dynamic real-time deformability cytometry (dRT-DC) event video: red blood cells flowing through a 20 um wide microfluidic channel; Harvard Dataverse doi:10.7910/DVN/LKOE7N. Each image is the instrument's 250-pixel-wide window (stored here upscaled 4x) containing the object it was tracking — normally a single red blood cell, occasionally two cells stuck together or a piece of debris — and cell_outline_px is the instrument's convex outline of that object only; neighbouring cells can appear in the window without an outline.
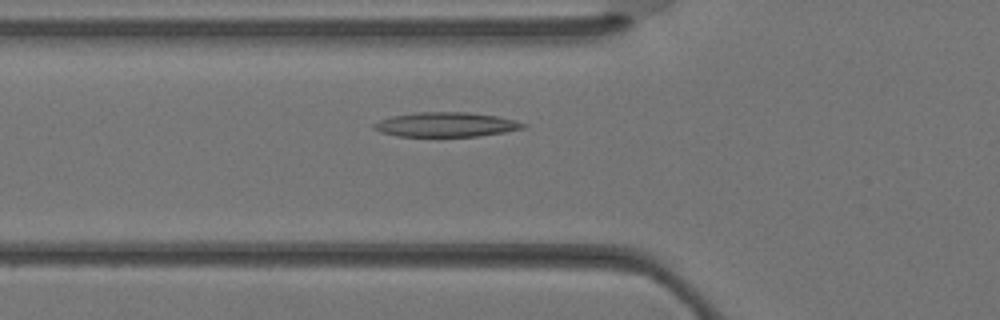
{"species": "Egyptian fruit bat (a non-hibernating species)", "species_latin": "Rousettus aegyptiacus", "temperature_condition": "warm", "stored_images_in_passage": 33, "camera_frame_rate_fps": 3000, "um_per_image_px": 0.085, "animal": {"sex": "female"}, "frame": {"image": 1, "passage_image": 11, "time_ms": 3.333, "image_size_px": [1000, 320], "cell_outline_px": [[528, 124], [524, 128], [504, 132], [476, 136], [396, 136], [380, 132], [372, 128], [372, 124], [380, 120], [392, 116], [416, 112], [468, 112], [496, 116]], "centroid_in_image_um": [37.86, 10.59], "position_along_channel_um": 87.9, "area_um2": 21.21}}
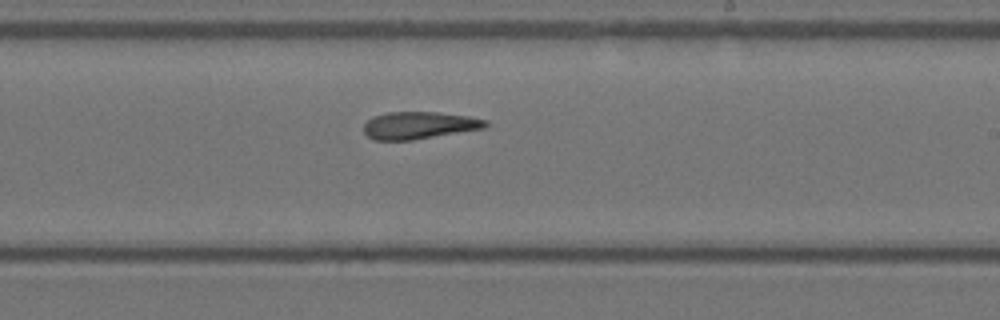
{"frame": {"image": 2, "passage_image": 20, "time_ms": 6.333, "image_size_px": [1000, 320], "cell_outline_px": [[488, 128], [412, 140], [372, 140], [364, 132], [364, 124], [372, 116], [388, 112], [436, 112], [468, 116], [488, 120]], "centroid_in_image_um": [35.65, 10.65], "position_along_channel_um": 253.4, "area_um2": 19.54}}
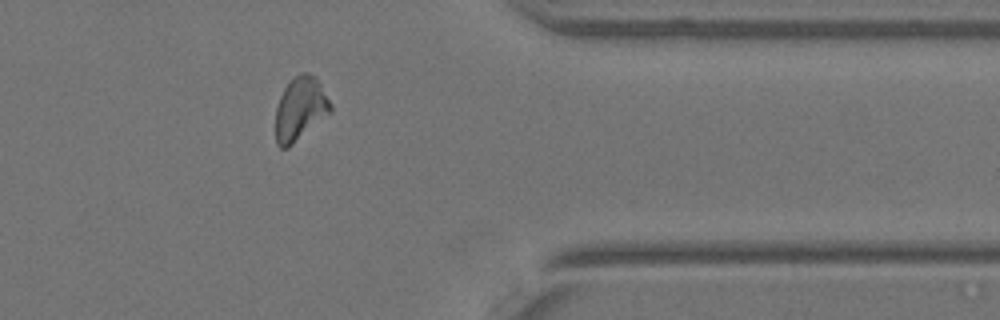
{"frame": {"image": 3, "passage_image": 28, "time_ms": 9.0, "image_size_px": [1000, 320], "cell_outline_px": [[332, 112], [288, 148], [280, 148], [276, 144], [276, 108], [280, 96], [284, 88], [296, 76], [304, 72], [308, 72], [316, 76], [332, 104]], "centroid_in_image_um": [25.54, 9.26], "position_along_channel_um": 385.9, "area_um2": 20.35}}